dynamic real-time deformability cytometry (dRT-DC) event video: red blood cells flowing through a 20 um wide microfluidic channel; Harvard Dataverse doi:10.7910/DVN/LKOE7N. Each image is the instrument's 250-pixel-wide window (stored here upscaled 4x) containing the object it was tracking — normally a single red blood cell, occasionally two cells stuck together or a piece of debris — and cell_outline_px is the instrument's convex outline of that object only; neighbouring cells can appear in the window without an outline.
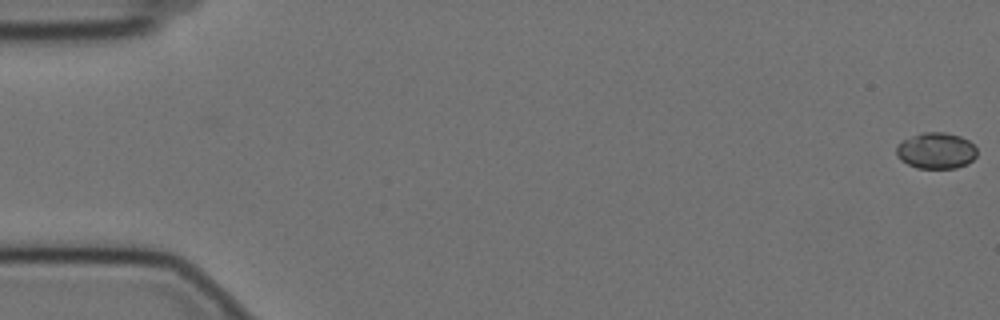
{"species": "Egyptian fruit bat (a non-hibernating species)", "species_latin": "Rousettus aegyptiacus", "temperature_condition": "cold", "stored_images_in_passage": 60, "camera_frame_rate_fps": 3000, "um_per_image_px": 0.085, "animal": {"sex": "female"}, "frame": {"image": 1, "passage_image": 1, "time_ms": 0.0, "image_size_px": [1000, 320], "cell_outline_px": [[976, 156], [968, 164], [956, 168], [916, 168], [900, 160], [896, 156], [896, 148], [900, 140], [924, 132], [944, 132], [960, 136], [968, 140], [976, 148]], "centroid_in_image_um": [79.54, 12.81], "position_along_channel_um": 5.5, "area_um2": 17.11}}
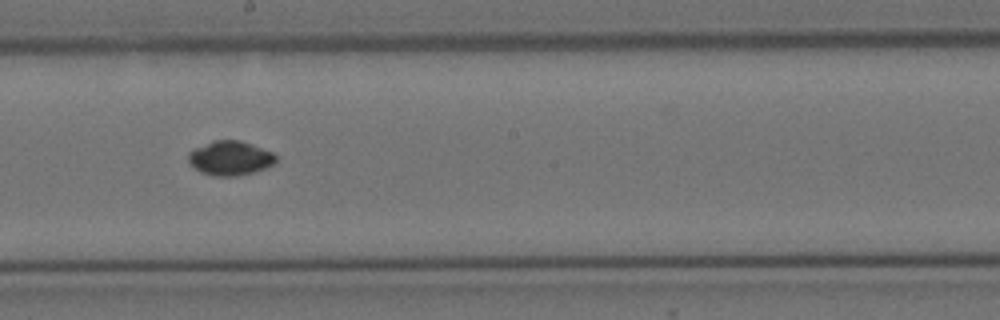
{"frame": {"image": 2, "passage_image": 33, "time_ms": 10.667, "image_size_px": [1000, 320], "cell_outline_px": [[276, 160], [272, 164], [264, 168], [252, 172], [236, 176], [212, 176], [200, 172], [188, 160], [188, 152], [192, 148], [212, 140], [240, 140], [252, 144], [272, 152], [276, 156]], "centroid_in_image_um": [19.52, 13.42], "position_along_channel_um": 228.7, "area_um2": 17.51}}
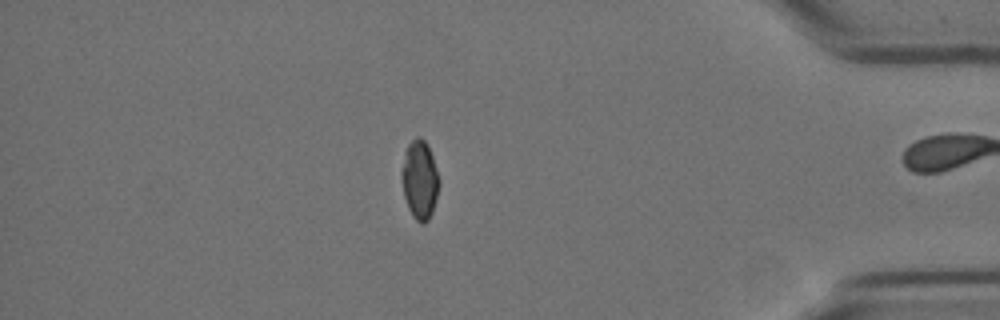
{"frame": {"image": 3, "passage_image": 51, "time_ms": 16.667, "image_size_px": [1000, 320], "cell_outline_px": [[440, 184], [432, 212], [428, 220], [424, 224], [420, 224], [412, 216], [408, 208], [404, 196], [400, 176], [400, 172], [404, 152], [408, 144], [416, 136], [420, 136], [428, 144], [440, 180]], "centroid_in_image_um": [35.66, 15.27], "position_along_channel_um": 399.5, "area_um2": 17.51}}